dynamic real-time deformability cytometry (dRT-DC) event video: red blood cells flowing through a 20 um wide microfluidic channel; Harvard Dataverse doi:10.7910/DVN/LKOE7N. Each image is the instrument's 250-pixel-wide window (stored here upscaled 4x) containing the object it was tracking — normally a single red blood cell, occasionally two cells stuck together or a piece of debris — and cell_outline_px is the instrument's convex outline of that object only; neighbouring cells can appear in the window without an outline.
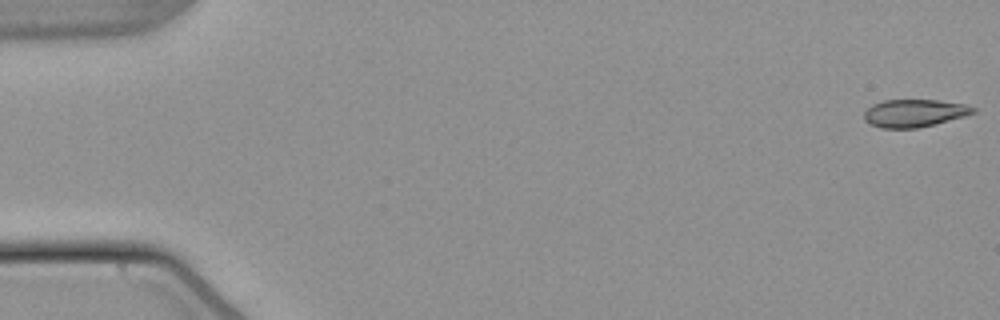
{"species": "common noctule bat (a hibernating species)", "species_latin": "Nyctalus noctula", "temperature_condition": "warm", "stored_images_in_passage": 54, "camera_frame_rate_fps": 3000, "um_per_image_px": 0.085, "animal": {"sex": "male", "body_mass_g": 21.5, "forearm_length_mm": 52.0}, "frame": {"image": 1, "passage_image": 1, "time_ms": 0.0, "image_size_px": [1000, 320], "cell_outline_px": [[976, 112], [964, 116], [916, 128], [880, 128], [864, 120], [864, 112], [872, 104], [884, 100], [936, 100], [964, 104], [976, 108]], "centroid_in_image_um": [77.69, 9.61], "position_along_channel_um": 7.3, "area_um2": 17.34}}
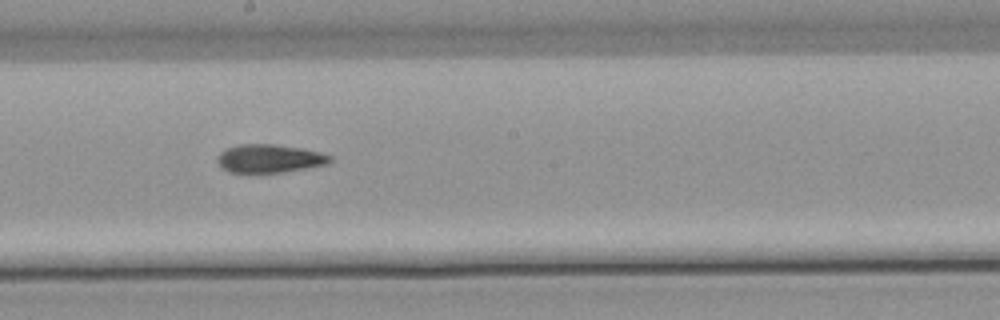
{"frame": {"image": 2, "passage_image": 30, "time_ms": 9.667, "image_size_px": [1000, 320], "cell_outline_px": [[332, 160], [328, 164], [284, 172], [228, 172], [216, 160], [216, 156], [224, 148], [240, 144], [276, 144], [304, 148], [320, 152], [332, 156]], "centroid_in_image_um": [22.91, 13.46], "position_along_channel_um": 225.3, "area_um2": 18.73}}
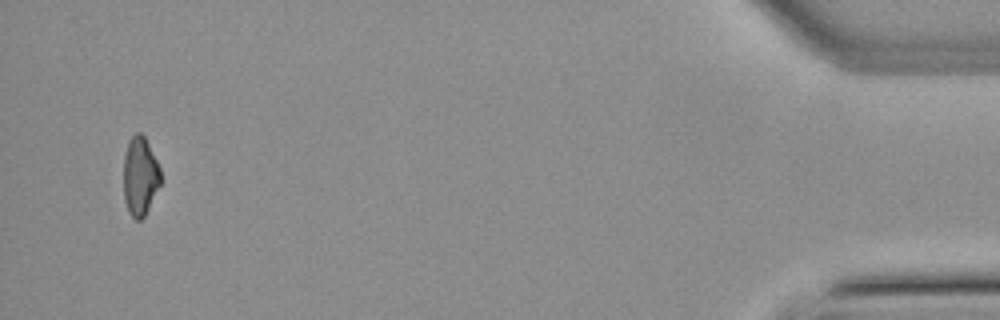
{"frame": {"image": 3, "passage_image": 52, "time_ms": 17.0, "image_size_px": [1000, 320], "cell_outline_px": [[160, 184], [144, 216], [140, 220], [136, 220], [128, 212], [124, 200], [124, 156], [128, 140], [136, 132], [140, 132], [144, 136], [160, 168]], "centroid_in_image_um": [11.88, 14.97], "position_along_channel_um": 423.3, "area_um2": 16.82}, "authors_computed_cell_mechanics": {"area_um2": 18.4382, "velocity_mm_per_s": 3.841, "shape_relaxation_time_tau1_ms": 8.0912, "shape_relaxation_time_tau2_ms": 5.1671, "deformation_change_tau1": 0.1957, "deformation_change_tau2": 0.1326}}